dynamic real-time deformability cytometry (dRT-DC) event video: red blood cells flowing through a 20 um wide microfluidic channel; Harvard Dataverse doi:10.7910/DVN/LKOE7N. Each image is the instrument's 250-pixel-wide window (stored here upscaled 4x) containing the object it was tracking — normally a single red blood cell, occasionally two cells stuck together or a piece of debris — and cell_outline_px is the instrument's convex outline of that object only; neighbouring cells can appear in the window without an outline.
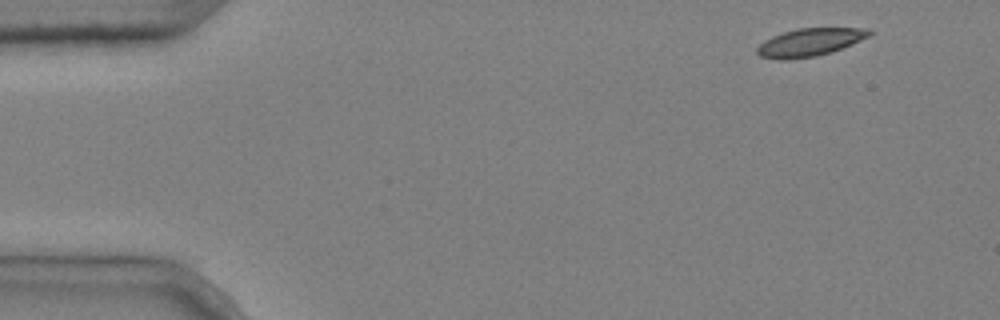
{"species": "common noctule bat (a hibernating species)", "species_latin": "Nyctalus noctula", "temperature_condition": "cold", "stored_images_in_passage": 4, "camera_frame_rate_fps": 3000, "um_per_image_px": 0.085, "animal": {"sex": "male", "body_mass_g": 20.4}, "frame": {"image": 1, "passage_image": 1, "time_ms": 0.0, "image_size_px": [1000, 320], "cell_outline_px": [[876, 32], [852, 44], [832, 52], [816, 56], [784, 60], [780, 60], [760, 56], [756, 52], [756, 48], [764, 40], [772, 36], [796, 28], [868, 28]], "centroid_in_image_um": [68.83, 3.59], "position_along_channel_um": 16.2, "area_um2": 18.26}}
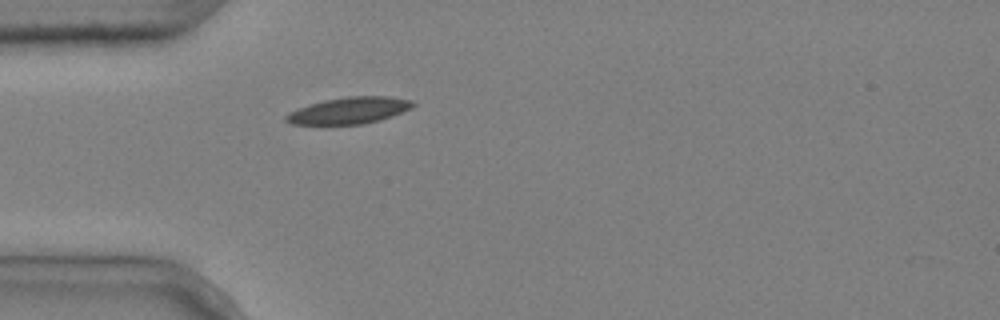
{"frame": {"image": 2, "passage_image": 4, "time_ms": 1.0, "image_size_px": [1000, 320], "cell_outline_px": [[416, 104], [412, 108], [392, 116], [380, 120], [364, 124], [292, 124], [284, 120], [284, 116], [288, 112], [308, 104], [324, 100], [348, 96], [388, 96], [412, 100]], "centroid_in_image_um": [29.68, 9.39], "position_along_channel_um": 55.3, "area_um2": 19.77}}